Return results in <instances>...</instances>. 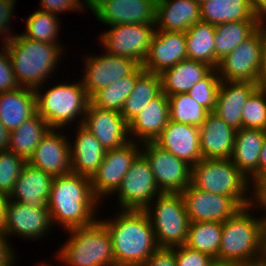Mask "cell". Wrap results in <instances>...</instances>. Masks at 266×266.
Listing matches in <instances>:
<instances>
[{
	"mask_svg": "<svg viewBox=\"0 0 266 266\" xmlns=\"http://www.w3.org/2000/svg\"><path fill=\"white\" fill-rule=\"evenodd\" d=\"M99 200L94 196L90 177L69 173L53 178L48 209L53 225L66 230L94 224Z\"/></svg>",
	"mask_w": 266,
	"mask_h": 266,
	"instance_id": "6da1fadb",
	"label": "cell"
},
{
	"mask_svg": "<svg viewBox=\"0 0 266 266\" xmlns=\"http://www.w3.org/2000/svg\"><path fill=\"white\" fill-rule=\"evenodd\" d=\"M114 218L100 221L110 233L115 266H142L159 248L147 214L120 210Z\"/></svg>",
	"mask_w": 266,
	"mask_h": 266,
	"instance_id": "7a4b0ae2",
	"label": "cell"
},
{
	"mask_svg": "<svg viewBox=\"0 0 266 266\" xmlns=\"http://www.w3.org/2000/svg\"><path fill=\"white\" fill-rule=\"evenodd\" d=\"M258 204L240 208L222 223L218 257L215 261L236 266L255 265L264 250L266 213L256 217L253 209ZM250 210V211H249ZM266 212V208L263 209ZM251 212V214H250Z\"/></svg>",
	"mask_w": 266,
	"mask_h": 266,
	"instance_id": "3957f363",
	"label": "cell"
},
{
	"mask_svg": "<svg viewBox=\"0 0 266 266\" xmlns=\"http://www.w3.org/2000/svg\"><path fill=\"white\" fill-rule=\"evenodd\" d=\"M6 47L19 87L36 89L42 86L48 77L52 76L64 47L60 44L34 41L15 34ZM63 48H62V47Z\"/></svg>",
	"mask_w": 266,
	"mask_h": 266,
	"instance_id": "277c9868",
	"label": "cell"
},
{
	"mask_svg": "<svg viewBox=\"0 0 266 266\" xmlns=\"http://www.w3.org/2000/svg\"><path fill=\"white\" fill-rule=\"evenodd\" d=\"M191 184L209 193L229 196L241 208L254 203L250 181L230 159H201L192 166Z\"/></svg>",
	"mask_w": 266,
	"mask_h": 266,
	"instance_id": "5b68a950",
	"label": "cell"
},
{
	"mask_svg": "<svg viewBox=\"0 0 266 266\" xmlns=\"http://www.w3.org/2000/svg\"><path fill=\"white\" fill-rule=\"evenodd\" d=\"M64 231L69 232L70 239L57 251L56 259L65 266H115L110 233L100 219Z\"/></svg>",
	"mask_w": 266,
	"mask_h": 266,
	"instance_id": "8992f818",
	"label": "cell"
},
{
	"mask_svg": "<svg viewBox=\"0 0 266 266\" xmlns=\"http://www.w3.org/2000/svg\"><path fill=\"white\" fill-rule=\"evenodd\" d=\"M34 92L37 114L45 119L51 129L63 130V127H68L79 118L77 125L83 123L90 97L81 80L70 84L60 82L44 93L40 88Z\"/></svg>",
	"mask_w": 266,
	"mask_h": 266,
	"instance_id": "52a82bcc",
	"label": "cell"
},
{
	"mask_svg": "<svg viewBox=\"0 0 266 266\" xmlns=\"http://www.w3.org/2000/svg\"><path fill=\"white\" fill-rule=\"evenodd\" d=\"M143 211L150 220L159 247L185 245L190 221L181 193H160Z\"/></svg>",
	"mask_w": 266,
	"mask_h": 266,
	"instance_id": "ba28073f",
	"label": "cell"
},
{
	"mask_svg": "<svg viewBox=\"0 0 266 266\" xmlns=\"http://www.w3.org/2000/svg\"><path fill=\"white\" fill-rule=\"evenodd\" d=\"M266 24L219 61L216 68L222 81L257 82L262 63Z\"/></svg>",
	"mask_w": 266,
	"mask_h": 266,
	"instance_id": "9c48e42d",
	"label": "cell"
},
{
	"mask_svg": "<svg viewBox=\"0 0 266 266\" xmlns=\"http://www.w3.org/2000/svg\"><path fill=\"white\" fill-rule=\"evenodd\" d=\"M100 35V44L110 54L134 60L139 66L147 56L155 24H114Z\"/></svg>",
	"mask_w": 266,
	"mask_h": 266,
	"instance_id": "30bf717a",
	"label": "cell"
},
{
	"mask_svg": "<svg viewBox=\"0 0 266 266\" xmlns=\"http://www.w3.org/2000/svg\"><path fill=\"white\" fill-rule=\"evenodd\" d=\"M162 193H181L191 184L192 166L155 142L140 145Z\"/></svg>",
	"mask_w": 266,
	"mask_h": 266,
	"instance_id": "8fae6325",
	"label": "cell"
},
{
	"mask_svg": "<svg viewBox=\"0 0 266 266\" xmlns=\"http://www.w3.org/2000/svg\"><path fill=\"white\" fill-rule=\"evenodd\" d=\"M139 145L141 143L130 140L121 147L106 151L103 162L90 178L93 194L99 201L110 194L115 195L132 162L141 153Z\"/></svg>",
	"mask_w": 266,
	"mask_h": 266,
	"instance_id": "7c38bea8",
	"label": "cell"
},
{
	"mask_svg": "<svg viewBox=\"0 0 266 266\" xmlns=\"http://www.w3.org/2000/svg\"><path fill=\"white\" fill-rule=\"evenodd\" d=\"M120 210L143 211L160 193L146 158L140 153L117 189Z\"/></svg>",
	"mask_w": 266,
	"mask_h": 266,
	"instance_id": "4fadbf2b",
	"label": "cell"
},
{
	"mask_svg": "<svg viewBox=\"0 0 266 266\" xmlns=\"http://www.w3.org/2000/svg\"><path fill=\"white\" fill-rule=\"evenodd\" d=\"M157 0H88V9L107 26L155 24Z\"/></svg>",
	"mask_w": 266,
	"mask_h": 266,
	"instance_id": "5bb4252c",
	"label": "cell"
},
{
	"mask_svg": "<svg viewBox=\"0 0 266 266\" xmlns=\"http://www.w3.org/2000/svg\"><path fill=\"white\" fill-rule=\"evenodd\" d=\"M104 53L84 57L85 70L81 81L90 98L98 90L131 75L139 67L132 59L113 55L105 50Z\"/></svg>",
	"mask_w": 266,
	"mask_h": 266,
	"instance_id": "9a60e30c",
	"label": "cell"
},
{
	"mask_svg": "<svg viewBox=\"0 0 266 266\" xmlns=\"http://www.w3.org/2000/svg\"><path fill=\"white\" fill-rule=\"evenodd\" d=\"M181 195L190 222L223 223L241 208L229 196L209 193L192 184Z\"/></svg>",
	"mask_w": 266,
	"mask_h": 266,
	"instance_id": "2e32d148",
	"label": "cell"
},
{
	"mask_svg": "<svg viewBox=\"0 0 266 266\" xmlns=\"http://www.w3.org/2000/svg\"><path fill=\"white\" fill-rule=\"evenodd\" d=\"M53 222L48 208L30 207L17 201L7 203L6 228L4 234L20 236L21 239H42L52 228ZM50 228V229H49Z\"/></svg>",
	"mask_w": 266,
	"mask_h": 266,
	"instance_id": "e0dca14e",
	"label": "cell"
},
{
	"mask_svg": "<svg viewBox=\"0 0 266 266\" xmlns=\"http://www.w3.org/2000/svg\"><path fill=\"white\" fill-rule=\"evenodd\" d=\"M82 125L101 143L105 150H112L130 141L128 124L120 112L88 104Z\"/></svg>",
	"mask_w": 266,
	"mask_h": 266,
	"instance_id": "ac0fdd59",
	"label": "cell"
},
{
	"mask_svg": "<svg viewBox=\"0 0 266 266\" xmlns=\"http://www.w3.org/2000/svg\"><path fill=\"white\" fill-rule=\"evenodd\" d=\"M63 134L58 129H50L40 140L28 163L53 177L71 173L70 142L72 140Z\"/></svg>",
	"mask_w": 266,
	"mask_h": 266,
	"instance_id": "d6986e66",
	"label": "cell"
},
{
	"mask_svg": "<svg viewBox=\"0 0 266 266\" xmlns=\"http://www.w3.org/2000/svg\"><path fill=\"white\" fill-rule=\"evenodd\" d=\"M186 59L185 32L155 30L147 56L141 66L145 71L161 74Z\"/></svg>",
	"mask_w": 266,
	"mask_h": 266,
	"instance_id": "ffe728a7",
	"label": "cell"
},
{
	"mask_svg": "<svg viewBox=\"0 0 266 266\" xmlns=\"http://www.w3.org/2000/svg\"><path fill=\"white\" fill-rule=\"evenodd\" d=\"M154 142L191 166L202 159L200 131L194 125L169 120Z\"/></svg>",
	"mask_w": 266,
	"mask_h": 266,
	"instance_id": "44dd1931",
	"label": "cell"
},
{
	"mask_svg": "<svg viewBox=\"0 0 266 266\" xmlns=\"http://www.w3.org/2000/svg\"><path fill=\"white\" fill-rule=\"evenodd\" d=\"M169 120V97L165 93H161L128 123L130 140H136V143L141 142V144L154 142L160 136Z\"/></svg>",
	"mask_w": 266,
	"mask_h": 266,
	"instance_id": "7402d4cb",
	"label": "cell"
},
{
	"mask_svg": "<svg viewBox=\"0 0 266 266\" xmlns=\"http://www.w3.org/2000/svg\"><path fill=\"white\" fill-rule=\"evenodd\" d=\"M53 178L51 174L45 173L27 162L8 198L30 207L48 208Z\"/></svg>",
	"mask_w": 266,
	"mask_h": 266,
	"instance_id": "603a6c76",
	"label": "cell"
},
{
	"mask_svg": "<svg viewBox=\"0 0 266 266\" xmlns=\"http://www.w3.org/2000/svg\"><path fill=\"white\" fill-rule=\"evenodd\" d=\"M202 159H230L236 130L214 112H210L199 127Z\"/></svg>",
	"mask_w": 266,
	"mask_h": 266,
	"instance_id": "cb8c5ba5",
	"label": "cell"
},
{
	"mask_svg": "<svg viewBox=\"0 0 266 266\" xmlns=\"http://www.w3.org/2000/svg\"><path fill=\"white\" fill-rule=\"evenodd\" d=\"M256 88L255 82L221 80L213 112L235 130L241 129L243 106Z\"/></svg>",
	"mask_w": 266,
	"mask_h": 266,
	"instance_id": "d4e9b609",
	"label": "cell"
},
{
	"mask_svg": "<svg viewBox=\"0 0 266 266\" xmlns=\"http://www.w3.org/2000/svg\"><path fill=\"white\" fill-rule=\"evenodd\" d=\"M265 138L266 131L260 129L236 130L230 160L248 178L252 187L258 182L259 159Z\"/></svg>",
	"mask_w": 266,
	"mask_h": 266,
	"instance_id": "484cf974",
	"label": "cell"
},
{
	"mask_svg": "<svg viewBox=\"0 0 266 266\" xmlns=\"http://www.w3.org/2000/svg\"><path fill=\"white\" fill-rule=\"evenodd\" d=\"M197 22H201L200 3L194 0H157L156 30L186 32Z\"/></svg>",
	"mask_w": 266,
	"mask_h": 266,
	"instance_id": "4316f807",
	"label": "cell"
},
{
	"mask_svg": "<svg viewBox=\"0 0 266 266\" xmlns=\"http://www.w3.org/2000/svg\"><path fill=\"white\" fill-rule=\"evenodd\" d=\"M77 130L74 142L70 143L71 172L91 178L103 162L106 150L82 124L77 125Z\"/></svg>",
	"mask_w": 266,
	"mask_h": 266,
	"instance_id": "83f0119b",
	"label": "cell"
},
{
	"mask_svg": "<svg viewBox=\"0 0 266 266\" xmlns=\"http://www.w3.org/2000/svg\"><path fill=\"white\" fill-rule=\"evenodd\" d=\"M36 114L34 89L18 87L12 91L0 93V122L9 132L14 131Z\"/></svg>",
	"mask_w": 266,
	"mask_h": 266,
	"instance_id": "f1b7e54d",
	"label": "cell"
},
{
	"mask_svg": "<svg viewBox=\"0 0 266 266\" xmlns=\"http://www.w3.org/2000/svg\"><path fill=\"white\" fill-rule=\"evenodd\" d=\"M213 68L200 61L183 60L161 74L162 93L168 97L187 93L198 81L203 79Z\"/></svg>",
	"mask_w": 266,
	"mask_h": 266,
	"instance_id": "f546056e",
	"label": "cell"
},
{
	"mask_svg": "<svg viewBox=\"0 0 266 266\" xmlns=\"http://www.w3.org/2000/svg\"><path fill=\"white\" fill-rule=\"evenodd\" d=\"M263 23L260 20H243L215 25L214 69L219 61L249 38Z\"/></svg>",
	"mask_w": 266,
	"mask_h": 266,
	"instance_id": "4dcf8cb0",
	"label": "cell"
},
{
	"mask_svg": "<svg viewBox=\"0 0 266 266\" xmlns=\"http://www.w3.org/2000/svg\"><path fill=\"white\" fill-rule=\"evenodd\" d=\"M201 21L211 25L243 20H259L250 0H206L200 4Z\"/></svg>",
	"mask_w": 266,
	"mask_h": 266,
	"instance_id": "1f68e13d",
	"label": "cell"
},
{
	"mask_svg": "<svg viewBox=\"0 0 266 266\" xmlns=\"http://www.w3.org/2000/svg\"><path fill=\"white\" fill-rule=\"evenodd\" d=\"M50 129L45 119L36 114L24 121L17 129L10 132V146L8 150L28 162L40 140Z\"/></svg>",
	"mask_w": 266,
	"mask_h": 266,
	"instance_id": "d6a6232c",
	"label": "cell"
},
{
	"mask_svg": "<svg viewBox=\"0 0 266 266\" xmlns=\"http://www.w3.org/2000/svg\"><path fill=\"white\" fill-rule=\"evenodd\" d=\"M162 93L160 74L143 71L137 78L135 86L125 101L120 112L128 124L153 99Z\"/></svg>",
	"mask_w": 266,
	"mask_h": 266,
	"instance_id": "836d02e7",
	"label": "cell"
},
{
	"mask_svg": "<svg viewBox=\"0 0 266 266\" xmlns=\"http://www.w3.org/2000/svg\"><path fill=\"white\" fill-rule=\"evenodd\" d=\"M187 59L204 62L214 69L215 26L197 22L185 32Z\"/></svg>",
	"mask_w": 266,
	"mask_h": 266,
	"instance_id": "e575fe53",
	"label": "cell"
},
{
	"mask_svg": "<svg viewBox=\"0 0 266 266\" xmlns=\"http://www.w3.org/2000/svg\"><path fill=\"white\" fill-rule=\"evenodd\" d=\"M143 71L142 66H139L131 75L118 79L105 88L98 90L90 98V102L102 109L121 112L126 99L135 86L136 78Z\"/></svg>",
	"mask_w": 266,
	"mask_h": 266,
	"instance_id": "d590c367",
	"label": "cell"
},
{
	"mask_svg": "<svg viewBox=\"0 0 266 266\" xmlns=\"http://www.w3.org/2000/svg\"><path fill=\"white\" fill-rule=\"evenodd\" d=\"M222 223L190 222L185 245L216 259L220 249Z\"/></svg>",
	"mask_w": 266,
	"mask_h": 266,
	"instance_id": "8d00e7d4",
	"label": "cell"
},
{
	"mask_svg": "<svg viewBox=\"0 0 266 266\" xmlns=\"http://www.w3.org/2000/svg\"><path fill=\"white\" fill-rule=\"evenodd\" d=\"M57 19L55 14L37 9L25 20V33L21 34L34 41L59 44L57 38L61 27Z\"/></svg>",
	"mask_w": 266,
	"mask_h": 266,
	"instance_id": "74e56055",
	"label": "cell"
},
{
	"mask_svg": "<svg viewBox=\"0 0 266 266\" xmlns=\"http://www.w3.org/2000/svg\"><path fill=\"white\" fill-rule=\"evenodd\" d=\"M170 121L200 127L210 113L187 93L169 96Z\"/></svg>",
	"mask_w": 266,
	"mask_h": 266,
	"instance_id": "f35d334b",
	"label": "cell"
},
{
	"mask_svg": "<svg viewBox=\"0 0 266 266\" xmlns=\"http://www.w3.org/2000/svg\"><path fill=\"white\" fill-rule=\"evenodd\" d=\"M242 128L266 131V91L256 88L242 109Z\"/></svg>",
	"mask_w": 266,
	"mask_h": 266,
	"instance_id": "ab89813d",
	"label": "cell"
},
{
	"mask_svg": "<svg viewBox=\"0 0 266 266\" xmlns=\"http://www.w3.org/2000/svg\"><path fill=\"white\" fill-rule=\"evenodd\" d=\"M221 83L217 69H212L203 79L198 81L188 92L197 103L213 112Z\"/></svg>",
	"mask_w": 266,
	"mask_h": 266,
	"instance_id": "60d3db41",
	"label": "cell"
},
{
	"mask_svg": "<svg viewBox=\"0 0 266 266\" xmlns=\"http://www.w3.org/2000/svg\"><path fill=\"white\" fill-rule=\"evenodd\" d=\"M27 162L14 152L0 151V192L9 195Z\"/></svg>",
	"mask_w": 266,
	"mask_h": 266,
	"instance_id": "b9f144b4",
	"label": "cell"
},
{
	"mask_svg": "<svg viewBox=\"0 0 266 266\" xmlns=\"http://www.w3.org/2000/svg\"><path fill=\"white\" fill-rule=\"evenodd\" d=\"M177 266H211L215 261L210 255L193 250L186 245L173 247Z\"/></svg>",
	"mask_w": 266,
	"mask_h": 266,
	"instance_id": "7bdbcfd3",
	"label": "cell"
},
{
	"mask_svg": "<svg viewBox=\"0 0 266 266\" xmlns=\"http://www.w3.org/2000/svg\"><path fill=\"white\" fill-rule=\"evenodd\" d=\"M0 93L19 87L6 47L0 48Z\"/></svg>",
	"mask_w": 266,
	"mask_h": 266,
	"instance_id": "ee69618b",
	"label": "cell"
},
{
	"mask_svg": "<svg viewBox=\"0 0 266 266\" xmlns=\"http://www.w3.org/2000/svg\"><path fill=\"white\" fill-rule=\"evenodd\" d=\"M41 2V8L40 10L47 11L52 14H61L66 11H84L85 8L88 7V0H83L82 2L80 0H40ZM84 2V3H83ZM84 6H83V5ZM83 8V9H82Z\"/></svg>",
	"mask_w": 266,
	"mask_h": 266,
	"instance_id": "f6af8a7d",
	"label": "cell"
},
{
	"mask_svg": "<svg viewBox=\"0 0 266 266\" xmlns=\"http://www.w3.org/2000/svg\"><path fill=\"white\" fill-rule=\"evenodd\" d=\"M15 3L16 0H0V36L3 38V41H1L3 42L2 44L7 43L14 36V34L10 32V20L14 14Z\"/></svg>",
	"mask_w": 266,
	"mask_h": 266,
	"instance_id": "bcb514c9",
	"label": "cell"
},
{
	"mask_svg": "<svg viewBox=\"0 0 266 266\" xmlns=\"http://www.w3.org/2000/svg\"><path fill=\"white\" fill-rule=\"evenodd\" d=\"M142 266H177L175 251L159 247Z\"/></svg>",
	"mask_w": 266,
	"mask_h": 266,
	"instance_id": "7dc6e473",
	"label": "cell"
},
{
	"mask_svg": "<svg viewBox=\"0 0 266 266\" xmlns=\"http://www.w3.org/2000/svg\"><path fill=\"white\" fill-rule=\"evenodd\" d=\"M10 244L9 238L3 232H0V266H13L15 262V251L12 250Z\"/></svg>",
	"mask_w": 266,
	"mask_h": 266,
	"instance_id": "c3c4849f",
	"label": "cell"
},
{
	"mask_svg": "<svg viewBox=\"0 0 266 266\" xmlns=\"http://www.w3.org/2000/svg\"><path fill=\"white\" fill-rule=\"evenodd\" d=\"M251 189L254 203L259 205V209L266 208V174Z\"/></svg>",
	"mask_w": 266,
	"mask_h": 266,
	"instance_id": "681fc988",
	"label": "cell"
},
{
	"mask_svg": "<svg viewBox=\"0 0 266 266\" xmlns=\"http://www.w3.org/2000/svg\"><path fill=\"white\" fill-rule=\"evenodd\" d=\"M252 10L259 20L266 24V0H250Z\"/></svg>",
	"mask_w": 266,
	"mask_h": 266,
	"instance_id": "f907efd6",
	"label": "cell"
},
{
	"mask_svg": "<svg viewBox=\"0 0 266 266\" xmlns=\"http://www.w3.org/2000/svg\"><path fill=\"white\" fill-rule=\"evenodd\" d=\"M256 83H257V88L266 91V38L263 45L261 68Z\"/></svg>",
	"mask_w": 266,
	"mask_h": 266,
	"instance_id": "816d5d0a",
	"label": "cell"
},
{
	"mask_svg": "<svg viewBox=\"0 0 266 266\" xmlns=\"http://www.w3.org/2000/svg\"><path fill=\"white\" fill-rule=\"evenodd\" d=\"M8 195L0 192V232H4L6 228L7 203Z\"/></svg>",
	"mask_w": 266,
	"mask_h": 266,
	"instance_id": "f5cc1de1",
	"label": "cell"
},
{
	"mask_svg": "<svg viewBox=\"0 0 266 266\" xmlns=\"http://www.w3.org/2000/svg\"><path fill=\"white\" fill-rule=\"evenodd\" d=\"M266 174V138L263 142L260 159H259V167H258V181Z\"/></svg>",
	"mask_w": 266,
	"mask_h": 266,
	"instance_id": "db71d44e",
	"label": "cell"
},
{
	"mask_svg": "<svg viewBox=\"0 0 266 266\" xmlns=\"http://www.w3.org/2000/svg\"><path fill=\"white\" fill-rule=\"evenodd\" d=\"M10 146V132L0 122V151L8 150Z\"/></svg>",
	"mask_w": 266,
	"mask_h": 266,
	"instance_id": "11a10c76",
	"label": "cell"
},
{
	"mask_svg": "<svg viewBox=\"0 0 266 266\" xmlns=\"http://www.w3.org/2000/svg\"><path fill=\"white\" fill-rule=\"evenodd\" d=\"M256 265L257 266H266V251L265 250H263V252L259 256Z\"/></svg>",
	"mask_w": 266,
	"mask_h": 266,
	"instance_id": "9f6ffc18",
	"label": "cell"
},
{
	"mask_svg": "<svg viewBox=\"0 0 266 266\" xmlns=\"http://www.w3.org/2000/svg\"><path fill=\"white\" fill-rule=\"evenodd\" d=\"M211 266H236V265L230 264V263L214 261Z\"/></svg>",
	"mask_w": 266,
	"mask_h": 266,
	"instance_id": "6f0895ef",
	"label": "cell"
},
{
	"mask_svg": "<svg viewBox=\"0 0 266 266\" xmlns=\"http://www.w3.org/2000/svg\"><path fill=\"white\" fill-rule=\"evenodd\" d=\"M264 250L266 251V223H265V232H264Z\"/></svg>",
	"mask_w": 266,
	"mask_h": 266,
	"instance_id": "680465c9",
	"label": "cell"
},
{
	"mask_svg": "<svg viewBox=\"0 0 266 266\" xmlns=\"http://www.w3.org/2000/svg\"><path fill=\"white\" fill-rule=\"evenodd\" d=\"M38 266H53V265H51V264L48 265L47 263L46 264L41 263L40 265L38 264Z\"/></svg>",
	"mask_w": 266,
	"mask_h": 266,
	"instance_id": "91938a15",
	"label": "cell"
},
{
	"mask_svg": "<svg viewBox=\"0 0 266 266\" xmlns=\"http://www.w3.org/2000/svg\"><path fill=\"white\" fill-rule=\"evenodd\" d=\"M195 2H198V3H202V2H204V1H206V0H194Z\"/></svg>",
	"mask_w": 266,
	"mask_h": 266,
	"instance_id": "94428289",
	"label": "cell"
}]
</instances>
